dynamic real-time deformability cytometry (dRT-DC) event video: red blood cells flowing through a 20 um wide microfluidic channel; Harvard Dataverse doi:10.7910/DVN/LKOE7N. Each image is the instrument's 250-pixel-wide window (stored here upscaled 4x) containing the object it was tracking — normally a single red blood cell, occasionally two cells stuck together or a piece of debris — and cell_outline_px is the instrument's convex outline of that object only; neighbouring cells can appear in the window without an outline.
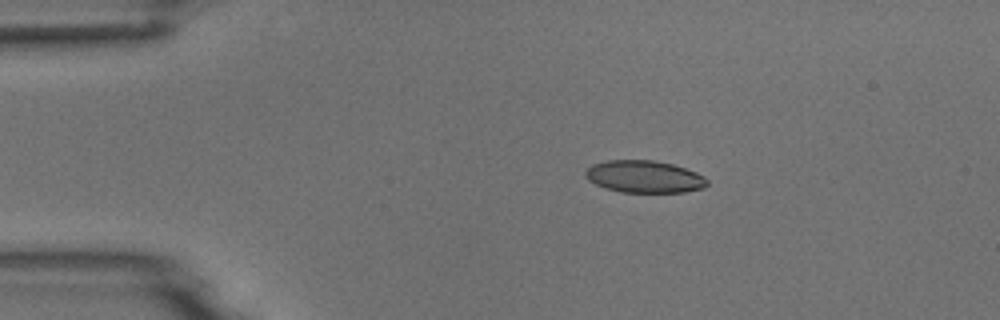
{"species": "common noctule bat (a hibernating species)", "species_latin": "Nyctalus noctula", "temperature_condition": "room temperature", "stored_images_in_passage": 4, "camera_frame_rate_fps": 3000, "um_per_image_px": 0.085, "animal": {"sex": "male", "body_mass_g": 18.8}, "frame": {"image": 1, "passage_image": 2, "time_ms": 1.333, "image_size_px": [1000, 320], "cell_outline_px": [[708, 184], [704, 188], [684, 192], [620, 192], [604, 188], [588, 180], [584, 176], [584, 172], [592, 164], [608, 160], [652, 160], [672, 164], [696, 172], [704, 176], [708, 180]], "centroid_in_image_um": [54.75, 15.02], "position_along_channel_um": 30.2, "area_um2": 22.95}}